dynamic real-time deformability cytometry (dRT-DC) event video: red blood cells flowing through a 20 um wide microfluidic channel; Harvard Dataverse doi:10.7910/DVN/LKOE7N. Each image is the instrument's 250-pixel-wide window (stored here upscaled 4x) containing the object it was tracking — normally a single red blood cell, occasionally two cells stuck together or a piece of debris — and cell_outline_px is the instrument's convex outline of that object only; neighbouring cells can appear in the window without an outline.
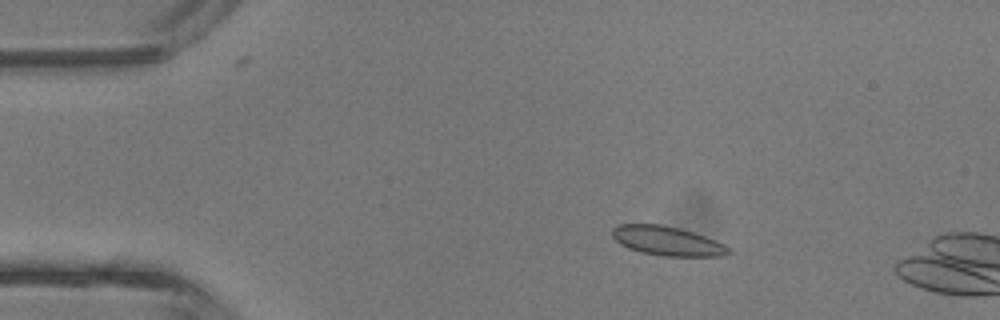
{"species": "common noctule bat (a hibernating species)", "species_latin": "Nyctalus noctula", "temperature_condition": "room temperature", "stored_images_in_passage": 5, "camera_frame_rate_fps": 3000, "um_per_image_px": 0.085, "animal": {"sex": "male", "body_mass_g": 13.3}, "frame": {"image": 1, "passage_image": 3, "time_ms": 2.333, "image_size_px": [1000, 320], "cell_outline_px": [[732, 252], [724, 256], [660, 256], [640, 252], [628, 248], [620, 244], [612, 236], [612, 228], [616, 224], [660, 224], [680, 228], [716, 240], [732, 248]], "centroid_in_image_um": [56.72, 20.48], "position_along_channel_um": 28.3, "area_um2": 20.06}}